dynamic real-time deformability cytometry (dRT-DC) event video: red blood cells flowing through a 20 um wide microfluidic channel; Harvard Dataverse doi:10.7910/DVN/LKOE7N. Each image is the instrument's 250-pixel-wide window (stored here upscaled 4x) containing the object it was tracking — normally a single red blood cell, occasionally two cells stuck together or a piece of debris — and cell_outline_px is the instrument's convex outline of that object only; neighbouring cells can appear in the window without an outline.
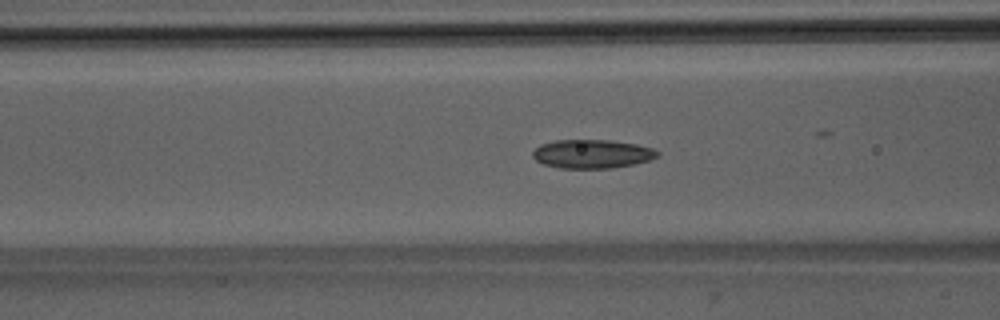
{"species": "Egyptian fruit bat (a non-hibernating species)", "species_latin": "Rousettus aegyptiacus", "temperature_condition": "room temperature", "stored_images_in_passage": 38, "camera_frame_rate_fps": 3000, "um_per_image_px": 0.085, "animal": {"sex": "male"}, "frame": {"image": 1, "passage_image": 6, "time_ms": 1.667, "image_size_px": [1000, 320], "cell_outline_px": [[660, 156], [648, 160], [632, 164], [612, 168], [560, 168], [544, 164], [536, 160], [532, 156], [532, 152], [540, 144], [556, 140], [608, 140], [636, 144], [652, 148], [660, 152]], "centroid_in_image_um": [50.32, 13.08], "position_along_channel_um": 116.3, "area_um2": 20.81}}
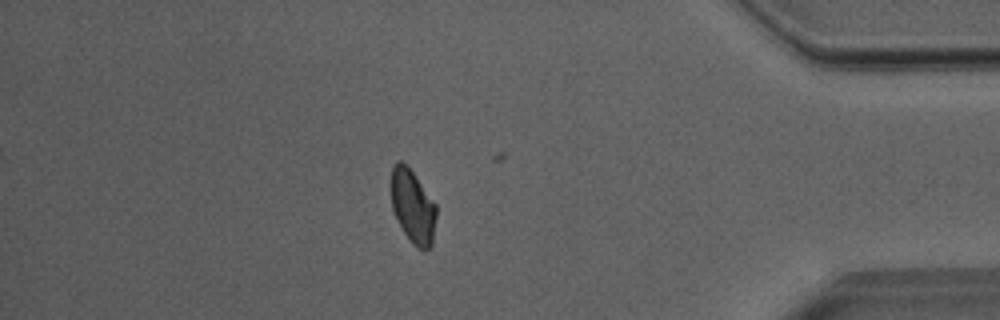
{"frame": {"image": 2, "passage_image": 30, "time_ms": 9.667, "image_size_px": [1000, 320], "cell_outline_px": [[436, 216], [432, 244], [428, 248], [416, 248], [408, 240], [392, 212], [392, 164], [396, 160], [400, 160], [412, 172], [436, 204]], "centroid_in_image_um": [35.07, 17.57], "position_along_channel_um": 400.1, "area_um2": 19.19}}
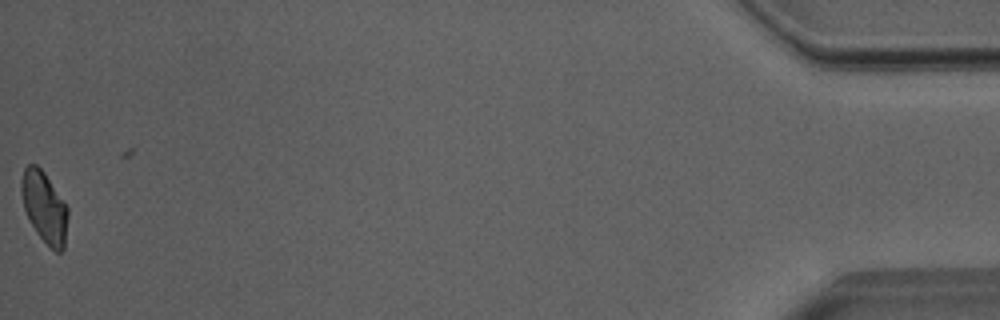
{"frame": {"image": 3, "passage_image": 37, "time_ms": 12.0, "image_size_px": [1000, 320], "cell_outline_px": [[68, 216], [64, 248], [60, 252], [56, 252], [36, 232], [24, 208], [20, 192], [20, 180], [24, 168], [28, 164], [36, 164], [44, 172], [68, 208]], "centroid_in_image_um": [3.76, 17.57], "position_along_channel_um": 431.4, "area_um2": 19.07}, "authors_computed_cell_mechanics": {"area_um2": 20.0277, "velocity_mm_per_s": 4.0065, "shape_relaxation_time_tau1_ms": 4.3208, "shape_relaxation_time_tau2_ms": 2.0417, "deformation_change_tau1": 0.1454, "deformation_change_tau2": 0.0848}}